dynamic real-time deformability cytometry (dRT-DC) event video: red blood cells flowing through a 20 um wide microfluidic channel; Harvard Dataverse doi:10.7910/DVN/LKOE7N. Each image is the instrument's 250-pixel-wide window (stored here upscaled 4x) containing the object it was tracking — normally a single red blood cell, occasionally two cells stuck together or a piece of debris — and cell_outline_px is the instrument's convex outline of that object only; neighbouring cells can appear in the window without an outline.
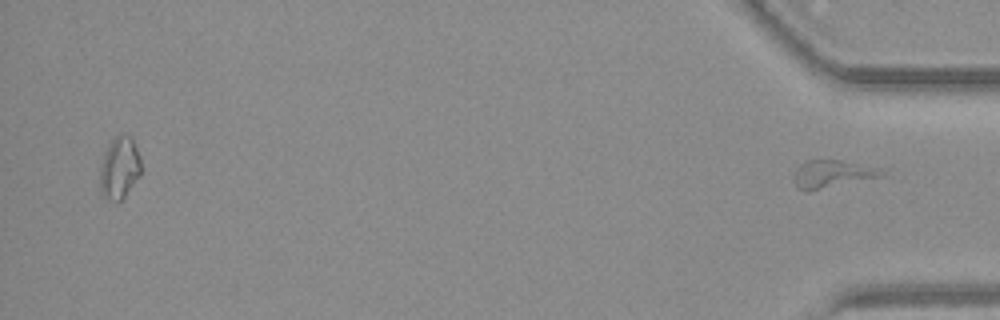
{"species": "common noctule bat (a hibernating species)", "species_latin": "Nyctalus noctula", "temperature_condition": "warm", "stored_images_in_passage": 37, "segment_of_instrument_passage": [2, 2], "camera_frame_rate_fps": 3000, "um_per_image_px": 0.085, "animal": {"sex": "female", "body_mass_g": 19.3, "forearm_length_mm": 54.1}, "frame": {"image": 1, "passage_image": 37, "time_ms": 12.0, "image_size_px": [1000, 320], "cell_outline_px": [[884, 176], [808, 192], [804, 192], [796, 184], [796, 168], [800, 164], [808, 160], [840, 160], [884, 168]], "centroid_in_image_um": [70.81, 14.79], "position_along_channel_um": 364.4, "area_um2": 14.16}}